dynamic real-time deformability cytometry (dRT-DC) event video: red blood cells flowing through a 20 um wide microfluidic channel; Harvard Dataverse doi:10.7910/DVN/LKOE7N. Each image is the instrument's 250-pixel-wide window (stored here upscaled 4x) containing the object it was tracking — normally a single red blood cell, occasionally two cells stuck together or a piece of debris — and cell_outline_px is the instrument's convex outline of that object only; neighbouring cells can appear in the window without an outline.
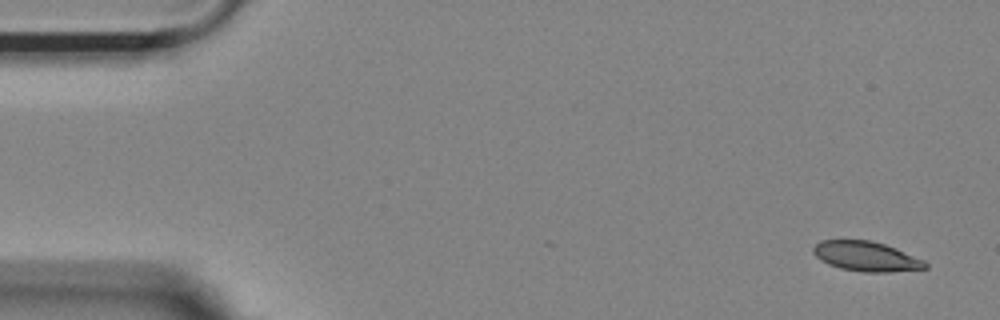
{"species": "Egyptian fruit bat (a non-hibernating species)", "species_latin": "Rousettus aegyptiacus", "temperature_condition": "room temperature", "stored_images_in_passage": 41, "camera_frame_rate_fps": 3000, "um_per_image_px": 0.085, "animal": {"sex": "female"}, "frame": {"image": 1, "passage_image": 1, "time_ms": 0.0, "image_size_px": [1000, 320], "cell_outline_px": [[928, 268], [888, 272], [864, 272], [840, 268], [828, 264], [816, 256], [812, 252], [812, 248], [820, 240], [868, 240], [884, 244], [896, 248], [924, 260], [928, 264]], "centroid_in_image_um": [73.63, 21.79], "position_along_channel_um": 11.4, "area_um2": 19.36}}
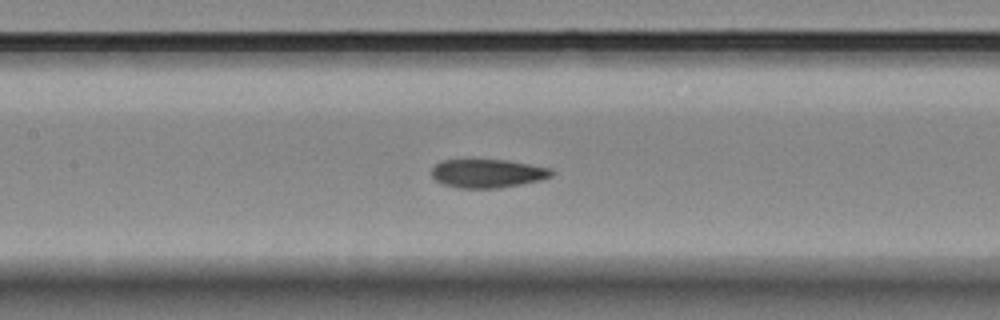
{"frame": {"image": 2, "passage_image": 23, "time_ms": 7.333, "image_size_px": [1000, 320], "cell_outline_px": [[556, 172], [552, 176], [540, 180], [500, 188], [456, 188], [444, 184], [436, 180], [432, 176], [432, 168], [440, 160], [508, 160], [552, 168]], "centroid_in_image_um": [41.47, 14.74], "position_along_channel_um": 165.9, "area_um2": 20.06}}
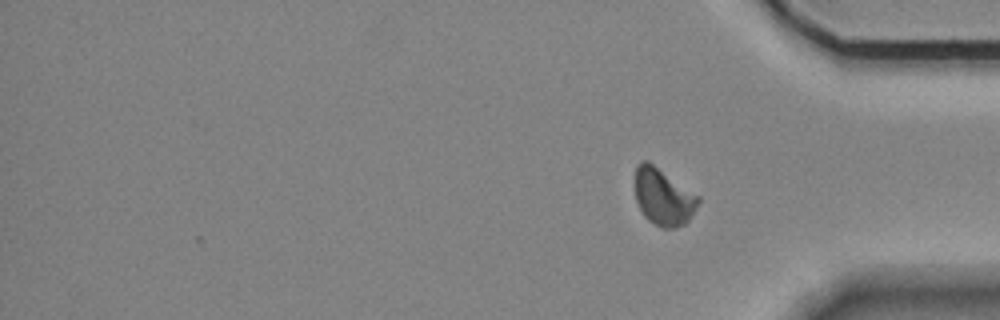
{"frame": {"image": 3, "passage_image": 41, "time_ms": 13.333, "image_size_px": [1000, 320], "cell_outline_px": [[700, 200], [696, 208], [688, 220], [684, 224], [676, 228], [664, 228], [648, 220], [644, 216], [636, 200], [636, 164], [640, 160], [648, 160], [700, 196]], "centroid_in_image_um": [56.39, 16.71], "position_along_channel_um": 378.8, "area_um2": 20.92}, "authors_computed_cell_mechanics": {"area_um2": 20.6924, "velocity_mm_per_s": 3.6638, "shape_relaxation_time_tau1_ms": null, "shape_relaxation_time_tau2_ms": 1.5694, "deformation_change_tau1": null, "deformation_change_tau2": 0.0433}}